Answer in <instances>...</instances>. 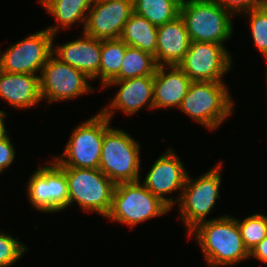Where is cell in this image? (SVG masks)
<instances>
[{
    "label": "cell",
    "instance_id": "6da1fadb",
    "mask_svg": "<svg viewBox=\"0 0 267 267\" xmlns=\"http://www.w3.org/2000/svg\"><path fill=\"white\" fill-rule=\"evenodd\" d=\"M199 244L208 267H231L249 259L237 223V217L220 215L218 218L197 224L187 233Z\"/></svg>",
    "mask_w": 267,
    "mask_h": 267
},
{
    "label": "cell",
    "instance_id": "7a4b0ae2",
    "mask_svg": "<svg viewBox=\"0 0 267 267\" xmlns=\"http://www.w3.org/2000/svg\"><path fill=\"white\" fill-rule=\"evenodd\" d=\"M224 82L192 81L178 110L198 125L215 132L235 109L232 93Z\"/></svg>",
    "mask_w": 267,
    "mask_h": 267
},
{
    "label": "cell",
    "instance_id": "3957f363",
    "mask_svg": "<svg viewBox=\"0 0 267 267\" xmlns=\"http://www.w3.org/2000/svg\"><path fill=\"white\" fill-rule=\"evenodd\" d=\"M222 164V161L218 162L197 178L188 173L181 198L177 204L179 207L178 218L185 227V233L201 222L218 218L206 217L215 210L217 199L221 200Z\"/></svg>",
    "mask_w": 267,
    "mask_h": 267
},
{
    "label": "cell",
    "instance_id": "277c9868",
    "mask_svg": "<svg viewBox=\"0 0 267 267\" xmlns=\"http://www.w3.org/2000/svg\"><path fill=\"white\" fill-rule=\"evenodd\" d=\"M140 152L135 138L124 129L110 126L104 134L99 170L115 185L140 181Z\"/></svg>",
    "mask_w": 267,
    "mask_h": 267
},
{
    "label": "cell",
    "instance_id": "5b68a950",
    "mask_svg": "<svg viewBox=\"0 0 267 267\" xmlns=\"http://www.w3.org/2000/svg\"><path fill=\"white\" fill-rule=\"evenodd\" d=\"M183 18L191 41L225 45L233 35V15L210 0H182Z\"/></svg>",
    "mask_w": 267,
    "mask_h": 267
},
{
    "label": "cell",
    "instance_id": "8992f818",
    "mask_svg": "<svg viewBox=\"0 0 267 267\" xmlns=\"http://www.w3.org/2000/svg\"><path fill=\"white\" fill-rule=\"evenodd\" d=\"M170 211L171 209L154 196L140 180L115 185L111 208L105 218L111 222L126 224L132 229L140 223L164 216Z\"/></svg>",
    "mask_w": 267,
    "mask_h": 267
},
{
    "label": "cell",
    "instance_id": "52a82bcc",
    "mask_svg": "<svg viewBox=\"0 0 267 267\" xmlns=\"http://www.w3.org/2000/svg\"><path fill=\"white\" fill-rule=\"evenodd\" d=\"M110 123L99 111L74 127L62 154L52 159L60 167L99 169L102 142Z\"/></svg>",
    "mask_w": 267,
    "mask_h": 267
},
{
    "label": "cell",
    "instance_id": "ba28073f",
    "mask_svg": "<svg viewBox=\"0 0 267 267\" xmlns=\"http://www.w3.org/2000/svg\"><path fill=\"white\" fill-rule=\"evenodd\" d=\"M61 168L68 181L69 208L76 203L83 212L106 217L111 208L115 184L99 169Z\"/></svg>",
    "mask_w": 267,
    "mask_h": 267
},
{
    "label": "cell",
    "instance_id": "9c48e42d",
    "mask_svg": "<svg viewBox=\"0 0 267 267\" xmlns=\"http://www.w3.org/2000/svg\"><path fill=\"white\" fill-rule=\"evenodd\" d=\"M49 161L29 176L26 197L36 211L54 214L69 207L68 181L64 170L53 159Z\"/></svg>",
    "mask_w": 267,
    "mask_h": 267
},
{
    "label": "cell",
    "instance_id": "30bf717a",
    "mask_svg": "<svg viewBox=\"0 0 267 267\" xmlns=\"http://www.w3.org/2000/svg\"><path fill=\"white\" fill-rule=\"evenodd\" d=\"M88 78L80 70L60 61L53 54L40 74V94L47 106L54 102H66L90 94L94 90Z\"/></svg>",
    "mask_w": 267,
    "mask_h": 267
},
{
    "label": "cell",
    "instance_id": "8fae6325",
    "mask_svg": "<svg viewBox=\"0 0 267 267\" xmlns=\"http://www.w3.org/2000/svg\"><path fill=\"white\" fill-rule=\"evenodd\" d=\"M52 53L53 34L45 28L9 45L4 52L0 48V70L40 76Z\"/></svg>",
    "mask_w": 267,
    "mask_h": 267
},
{
    "label": "cell",
    "instance_id": "7c38bea8",
    "mask_svg": "<svg viewBox=\"0 0 267 267\" xmlns=\"http://www.w3.org/2000/svg\"><path fill=\"white\" fill-rule=\"evenodd\" d=\"M225 45L191 41L178 66L192 81H223L233 68V57Z\"/></svg>",
    "mask_w": 267,
    "mask_h": 267
},
{
    "label": "cell",
    "instance_id": "4fadbf2b",
    "mask_svg": "<svg viewBox=\"0 0 267 267\" xmlns=\"http://www.w3.org/2000/svg\"><path fill=\"white\" fill-rule=\"evenodd\" d=\"M188 173L180 156L169 147L146 172L142 184L172 210L181 198ZM174 192L179 194L169 196Z\"/></svg>",
    "mask_w": 267,
    "mask_h": 267
},
{
    "label": "cell",
    "instance_id": "5bb4252c",
    "mask_svg": "<svg viewBox=\"0 0 267 267\" xmlns=\"http://www.w3.org/2000/svg\"><path fill=\"white\" fill-rule=\"evenodd\" d=\"M153 85V75L109 82L102 90L111 86L118 89L100 112L112 121L116 111L131 116L145 107L154 110Z\"/></svg>",
    "mask_w": 267,
    "mask_h": 267
},
{
    "label": "cell",
    "instance_id": "9a60e30c",
    "mask_svg": "<svg viewBox=\"0 0 267 267\" xmlns=\"http://www.w3.org/2000/svg\"><path fill=\"white\" fill-rule=\"evenodd\" d=\"M133 13V1L94 0L83 33L99 40L119 39Z\"/></svg>",
    "mask_w": 267,
    "mask_h": 267
},
{
    "label": "cell",
    "instance_id": "2e32d148",
    "mask_svg": "<svg viewBox=\"0 0 267 267\" xmlns=\"http://www.w3.org/2000/svg\"><path fill=\"white\" fill-rule=\"evenodd\" d=\"M81 33L79 38L58 45L54 42L57 34H54L52 54L60 61L83 72L93 83L94 80H98L101 40Z\"/></svg>",
    "mask_w": 267,
    "mask_h": 267
},
{
    "label": "cell",
    "instance_id": "e0dca14e",
    "mask_svg": "<svg viewBox=\"0 0 267 267\" xmlns=\"http://www.w3.org/2000/svg\"><path fill=\"white\" fill-rule=\"evenodd\" d=\"M153 81L154 110L179 109L192 83L178 65L157 66Z\"/></svg>",
    "mask_w": 267,
    "mask_h": 267
},
{
    "label": "cell",
    "instance_id": "ac0fdd59",
    "mask_svg": "<svg viewBox=\"0 0 267 267\" xmlns=\"http://www.w3.org/2000/svg\"><path fill=\"white\" fill-rule=\"evenodd\" d=\"M190 38L183 18L158 26L155 62L157 66L178 65L190 46Z\"/></svg>",
    "mask_w": 267,
    "mask_h": 267
},
{
    "label": "cell",
    "instance_id": "d6986e66",
    "mask_svg": "<svg viewBox=\"0 0 267 267\" xmlns=\"http://www.w3.org/2000/svg\"><path fill=\"white\" fill-rule=\"evenodd\" d=\"M0 98L14 109L26 110L42 102L40 76L0 70Z\"/></svg>",
    "mask_w": 267,
    "mask_h": 267
},
{
    "label": "cell",
    "instance_id": "ffe728a7",
    "mask_svg": "<svg viewBox=\"0 0 267 267\" xmlns=\"http://www.w3.org/2000/svg\"><path fill=\"white\" fill-rule=\"evenodd\" d=\"M94 0H39L38 3L45 12L54 16L56 25L46 27L53 35L60 33L62 29L71 28L74 25H82L84 31L87 14Z\"/></svg>",
    "mask_w": 267,
    "mask_h": 267
},
{
    "label": "cell",
    "instance_id": "44dd1931",
    "mask_svg": "<svg viewBox=\"0 0 267 267\" xmlns=\"http://www.w3.org/2000/svg\"><path fill=\"white\" fill-rule=\"evenodd\" d=\"M157 30L158 26L153 25L144 17L133 13L124 24L120 39L128 46L138 48L155 57Z\"/></svg>",
    "mask_w": 267,
    "mask_h": 267
},
{
    "label": "cell",
    "instance_id": "7402d4cb",
    "mask_svg": "<svg viewBox=\"0 0 267 267\" xmlns=\"http://www.w3.org/2000/svg\"><path fill=\"white\" fill-rule=\"evenodd\" d=\"M127 46L120 38L101 40L100 90L119 75Z\"/></svg>",
    "mask_w": 267,
    "mask_h": 267
},
{
    "label": "cell",
    "instance_id": "603a6c76",
    "mask_svg": "<svg viewBox=\"0 0 267 267\" xmlns=\"http://www.w3.org/2000/svg\"><path fill=\"white\" fill-rule=\"evenodd\" d=\"M182 0H133L134 13L155 26L174 20L180 15Z\"/></svg>",
    "mask_w": 267,
    "mask_h": 267
},
{
    "label": "cell",
    "instance_id": "cb8c5ba5",
    "mask_svg": "<svg viewBox=\"0 0 267 267\" xmlns=\"http://www.w3.org/2000/svg\"><path fill=\"white\" fill-rule=\"evenodd\" d=\"M157 68L154 56L138 48L126 47L119 75L114 80L154 75Z\"/></svg>",
    "mask_w": 267,
    "mask_h": 267
},
{
    "label": "cell",
    "instance_id": "d4e9b609",
    "mask_svg": "<svg viewBox=\"0 0 267 267\" xmlns=\"http://www.w3.org/2000/svg\"><path fill=\"white\" fill-rule=\"evenodd\" d=\"M237 223L249 252L267 236V215L263 213H254L242 220L237 218Z\"/></svg>",
    "mask_w": 267,
    "mask_h": 267
},
{
    "label": "cell",
    "instance_id": "484cf974",
    "mask_svg": "<svg viewBox=\"0 0 267 267\" xmlns=\"http://www.w3.org/2000/svg\"><path fill=\"white\" fill-rule=\"evenodd\" d=\"M241 16H245L249 20V29L252 35L250 37L256 49L265 58V63H267V3L242 13Z\"/></svg>",
    "mask_w": 267,
    "mask_h": 267
},
{
    "label": "cell",
    "instance_id": "4316f807",
    "mask_svg": "<svg viewBox=\"0 0 267 267\" xmlns=\"http://www.w3.org/2000/svg\"><path fill=\"white\" fill-rule=\"evenodd\" d=\"M15 238L9 232L0 230V267L15 265L28 251V245Z\"/></svg>",
    "mask_w": 267,
    "mask_h": 267
},
{
    "label": "cell",
    "instance_id": "83f0119b",
    "mask_svg": "<svg viewBox=\"0 0 267 267\" xmlns=\"http://www.w3.org/2000/svg\"><path fill=\"white\" fill-rule=\"evenodd\" d=\"M216 2L233 16L241 15L267 3V0H210Z\"/></svg>",
    "mask_w": 267,
    "mask_h": 267
},
{
    "label": "cell",
    "instance_id": "f1b7e54d",
    "mask_svg": "<svg viewBox=\"0 0 267 267\" xmlns=\"http://www.w3.org/2000/svg\"><path fill=\"white\" fill-rule=\"evenodd\" d=\"M14 147L9 135L0 140V174L4 173L16 160Z\"/></svg>",
    "mask_w": 267,
    "mask_h": 267
},
{
    "label": "cell",
    "instance_id": "f546056e",
    "mask_svg": "<svg viewBox=\"0 0 267 267\" xmlns=\"http://www.w3.org/2000/svg\"><path fill=\"white\" fill-rule=\"evenodd\" d=\"M250 258L267 264V236L249 252V259Z\"/></svg>",
    "mask_w": 267,
    "mask_h": 267
},
{
    "label": "cell",
    "instance_id": "4dcf8cb0",
    "mask_svg": "<svg viewBox=\"0 0 267 267\" xmlns=\"http://www.w3.org/2000/svg\"><path fill=\"white\" fill-rule=\"evenodd\" d=\"M6 116H7V112L0 110V140L5 138L9 132L6 129V122H4Z\"/></svg>",
    "mask_w": 267,
    "mask_h": 267
},
{
    "label": "cell",
    "instance_id": "1f68e13d",
    "mask_svg": "<svg viewBox=\"0 0 267 267\" xmlns=\"http://www.w3.org/2000/svg\"><path fill=\"white\" fill-rule=\"evenodd\" d=\"M267 64V63H266ZM265 77H266V84H267V69H266V75H265ZM267 87V86H266Z\"/></svg>",
    "mask_w": 267,
    "mask_h": 267
}]
</instances>
